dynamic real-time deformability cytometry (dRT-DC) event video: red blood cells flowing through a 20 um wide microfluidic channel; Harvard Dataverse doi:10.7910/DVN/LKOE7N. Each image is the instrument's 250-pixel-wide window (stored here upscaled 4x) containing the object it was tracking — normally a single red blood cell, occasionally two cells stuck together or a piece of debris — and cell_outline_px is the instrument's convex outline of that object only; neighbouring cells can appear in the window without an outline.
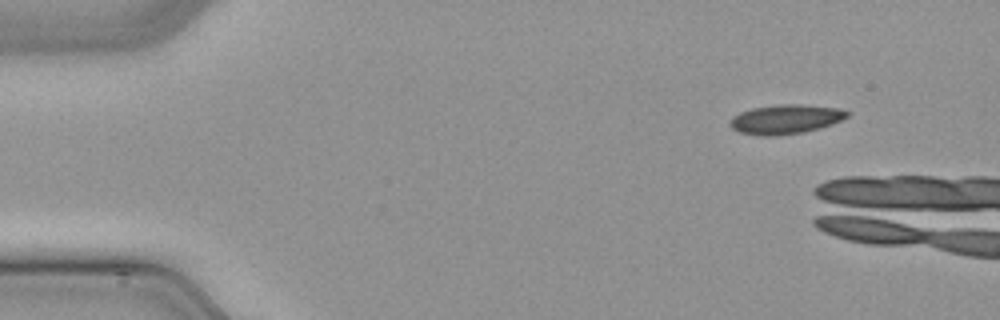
{"species": "common noctule bat (a hibernating species)", "species_latin": "Nyctalus noctula", "temperature_condition": "cold", "stored_images_in_passage": 7, "camera_frame_rate_fps": 3000, "um_per_image_px": 0.085, "animal": {"sex": "male", "body_mass_g": 21.5, "forearm_length_mm": 52.0}, "frame": {"image": 1, "passage_image": 1, "time_ms": 0.0, "image_size_px": [1000, 320], "cell_outline_px": [[848, 116], [832, 124], [820, 128], [804, 132], [776, 136], [764, 136], [740, 132], [732, 128], [728, 124], [728, 120], [732, 116], [740, 112], [752, 108], [780, 104], [796, 104], [836, 108], [848, 112]], "centroid_in_image_um": [66.71, 10.14], "position_along_channel_um": 18.3, "area_um2": 19.94}}